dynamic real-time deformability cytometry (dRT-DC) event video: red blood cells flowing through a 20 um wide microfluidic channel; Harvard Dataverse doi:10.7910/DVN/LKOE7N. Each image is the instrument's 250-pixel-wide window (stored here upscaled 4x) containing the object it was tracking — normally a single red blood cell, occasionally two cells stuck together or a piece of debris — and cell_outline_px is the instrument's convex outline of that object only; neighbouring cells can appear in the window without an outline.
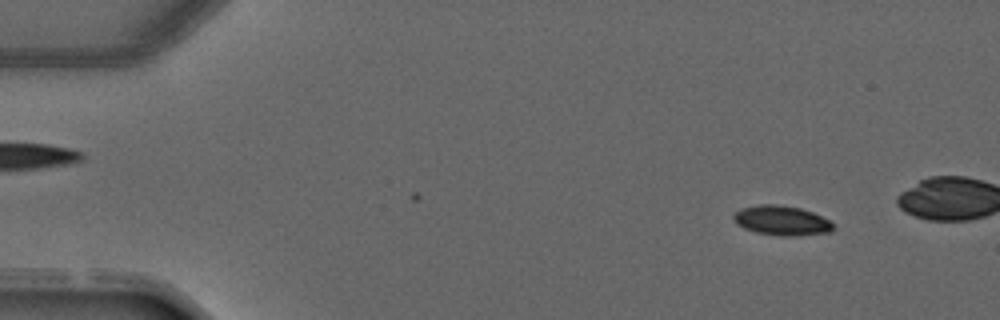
{"species": "common noctule bat (a hibernating species)", "species_latin": "Nyctalus noctula", "temperature_condition": "warm", "stored_images_in_passage": 4, "camera_frame_rate_fps": 3000, "um_per_image_px": 0.085, "animal": {"sex": "male", "forearm_length_mm": 52.5}, "frame": {"image": 1, "passage_image": 1, "time_ms": 0.0, "image_size_px": [1000, 320], "cell_outline_px": [[836, 228], [832, 232], [796, 236], [780, 236], [756, 232], [744, 228], [736, 224], [732, 216], [740, 208], [760, 204], [776, 204], [800, 208], [812, 212], [828, 220]], "centroid_in_image_um": [66.43, 18.75], "position_along_channel_um": 18.6, "area_um2": 17.28}}